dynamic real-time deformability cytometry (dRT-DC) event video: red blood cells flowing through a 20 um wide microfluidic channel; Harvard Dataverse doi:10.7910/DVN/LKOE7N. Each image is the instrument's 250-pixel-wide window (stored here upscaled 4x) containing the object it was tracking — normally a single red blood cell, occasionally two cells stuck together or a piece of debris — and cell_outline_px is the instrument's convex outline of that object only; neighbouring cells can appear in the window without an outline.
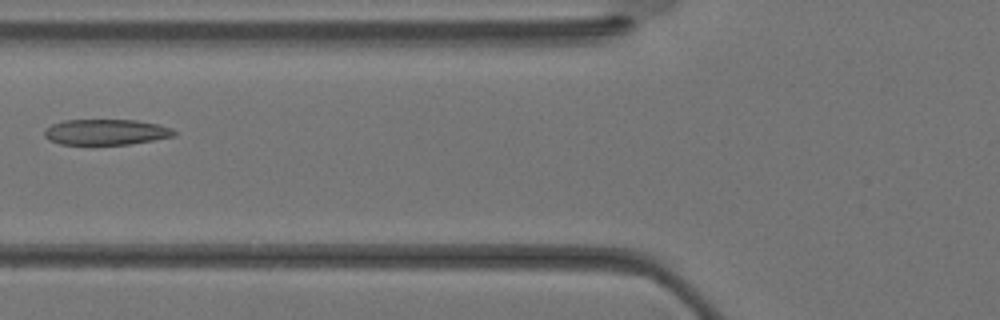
{"species": "Egyptian fruit bat (a non-hibernating species)", "species_latin": "Rousettus aegyptiacus", "temperature_condition": "warm", "stored_images_in_passage": 34, "camera_frame_rate_fps": 3000, "um_per_image_px": 0.085, "animal": {"sex": "female"}, "frame": {"image": 1, "passage_image": 14, "time_ms": 4.333, "image_size_px": [1000, 320], "cell_outline_px": [[176, 136], [128, 144], [92, 148], [60, 144], [48, 140], [44, 136], [44, 132], [52, 124], [64, 120], [136, 120], [156, 124], [172, 128], [176, 132]], "centroid_in_image_um": [8.95, 11.28], "position_along_channel_um": 116.8, "area_um2": 20.23}}
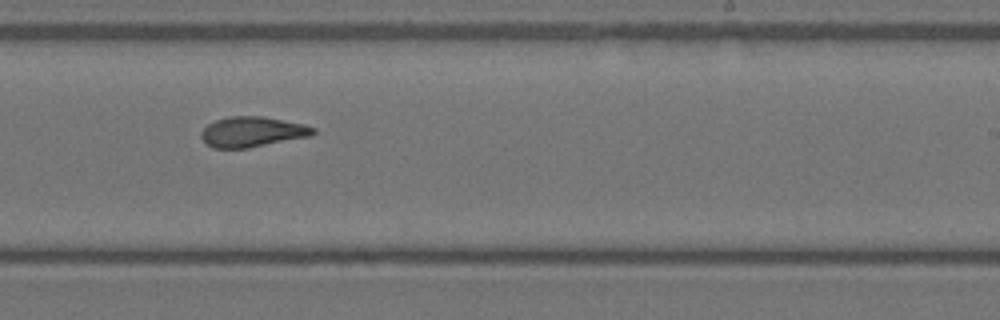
{"frame": {"image": 2, "passage_image": 22, "time_ms": 7.0, "image_size_px": [1000, 320], "cell_outline_px": [[316, 132], [312, 136], [248, 148], [212, 148], [200, 136], [200, 132], [208, 124], [216, 120], [232, 116], [260, 116], [304, 124], [316, 128]], "centroid_in_image_um": [21.46, 11.21], "position_along_channel_um": 267.5, "area_um2": 19.71}}
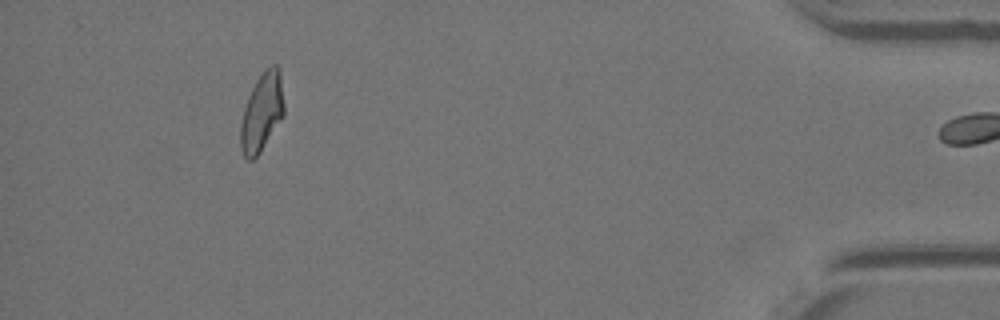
{"frame": {"image": 3, "passage_image": 33, "time_ms": 10.667, "image_size_px": [1000, 320], "cell_outline_px": [[284, 116], [260, 152], [252, 160], [248, 160], [244, 156], [240, 148], [240, 124], [244, 108], [248, 96], [256, 80], [272, 64], [276, 64], [280, 68], [284, 104]], "centroid_in_image_um": [22.26, 9.55], "position_along_channel_um": 412.9, "area_um2": 19.88}}